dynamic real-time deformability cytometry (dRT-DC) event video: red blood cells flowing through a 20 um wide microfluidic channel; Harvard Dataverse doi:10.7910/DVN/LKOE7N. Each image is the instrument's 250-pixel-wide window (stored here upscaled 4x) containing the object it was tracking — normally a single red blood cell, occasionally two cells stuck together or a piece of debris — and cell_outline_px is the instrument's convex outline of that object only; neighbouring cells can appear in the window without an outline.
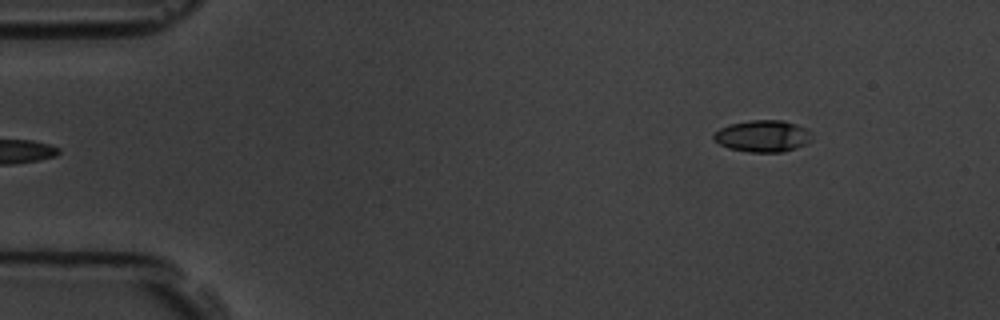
{"species": "common noctule bat (a hibernating species)", "species_latin": "Nyctalus noctula", "temperature_condition": "room temperature", "stored_images_in_passage": 2, "camera_frame_rate_fps": 3000, "um_per_image_px": 0.085, "animal": {"sex": "male", "body_mass_g": 19.5, "forearm_length_mm": 54.6}, "frame": {"image": 1, "passage_image": 2, "time_ms": 2.0, "image_size_px": [1000, 320], "cell_outline_px": [[808, 140], [804, 144], [796, 148], [784, 152], [748, 152], [728, 148], [712, 140], [712, 136], [720, 128], [732, 124], [748, 120], [784, 120], [808, 128]], "centroid_in_image_um": [64.78, 11.56], "position_along_channel_um": 20.2, "area_um2": 18.03}}